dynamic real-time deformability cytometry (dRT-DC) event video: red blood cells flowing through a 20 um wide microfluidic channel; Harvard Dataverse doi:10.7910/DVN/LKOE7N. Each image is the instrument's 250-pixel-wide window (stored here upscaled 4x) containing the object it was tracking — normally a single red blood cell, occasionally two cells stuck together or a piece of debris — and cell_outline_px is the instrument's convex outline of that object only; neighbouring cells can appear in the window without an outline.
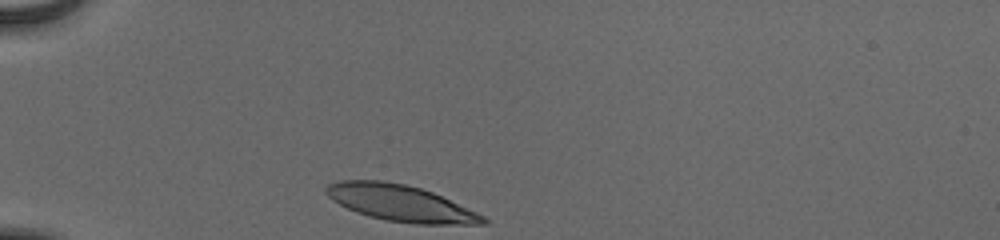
{"species": "human", "species_latin": "Homo sapiens", "temperature_condition": "cold", "stored_images_in_passage": 31, "camera_frame_rate_fps": 3000, "um_per_image_px": 0.085, "donor": {"sex": "male"}, "frame": {"image": 1, "passage_image": 1, "time_ms": 0.0, "image_size_px": [1000, 240], "cell_outline_px": [[492, 220], [488, 224], [416, 224], [384, 220], [368, 216], [356, 212], [332, 200], [324, 192], [324, 188], [328, 184], [340, 180], [380, 180], [404, 184], [420, 188], [432, 192], [476, 212]], "centroid_in_image_um": [34.03, 17.27], "position_along_channel_um": 51.0, "area_um2": 33.18}}
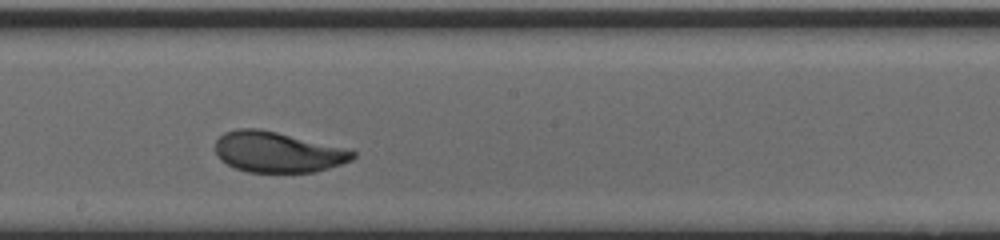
{"frame": {"image": 2, "passage_image": 17, "time_ms": 5.333, "image_size_px": [1000, 240], "cell_outline_px": [[356, 156], [352, 160], [316, 172], [248, 172], [236, 168], [220, 160], [216, 156], [216, 140], [224, 132], [236, 128], [256, 128], [276, 132], [344, 148], [356, 152]], "centroid_in_image_um": [23.56, 12.93], "position_along_channel_um": 224.6, "area_um2": 32.31}}
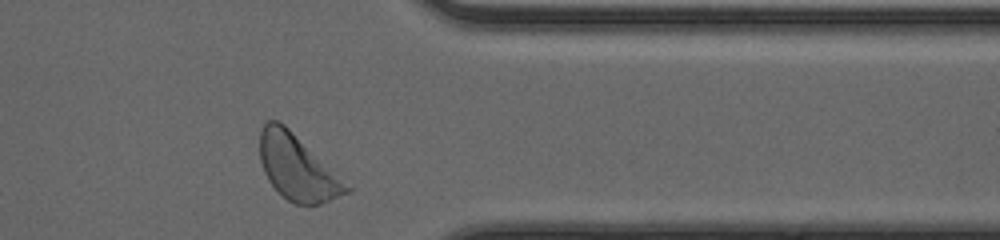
{"frame": {"image": 3, "passage_image": 30, "time_ms": 9.667, "image_size_px": [1000, 240], "cell_outline_px": [[352, 188], [348, 192], [320, 204], [296, 204], [288, 200], [268, 180], [264, 172], [260, 160], [260, 128], [268, 120], [280, 120]], "centroid_in_image_um": [25.24, 14.22], "position_along_channel_um": 386.2, "area_um2": 32.25}, "authors_computed_cell_mechanics": {"area_um2": 32.7726, "velocity_mm_per_s": 3.8294, "shape_relaxation_time_tau1_ms": 2.5541, "shape_relaxation_time_tau2_ms": null, "deformation_change_tau1": 0.1403, "deformation_change_tau2": null}}